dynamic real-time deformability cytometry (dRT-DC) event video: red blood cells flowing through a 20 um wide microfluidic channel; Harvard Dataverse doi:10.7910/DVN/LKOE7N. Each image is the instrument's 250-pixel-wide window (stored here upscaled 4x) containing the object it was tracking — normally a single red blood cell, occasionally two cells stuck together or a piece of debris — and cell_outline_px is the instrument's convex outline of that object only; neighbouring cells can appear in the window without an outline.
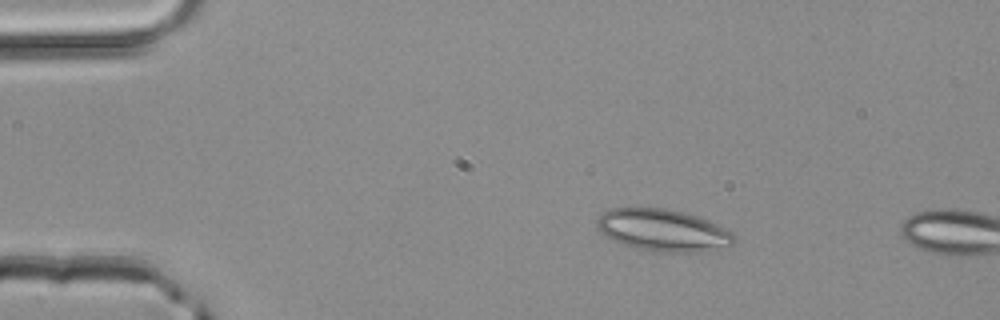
{"species": "common noctule bat (a hibernating species)", "species_latin": "Nyctalus noctula", "temperature_condition": "room temperature", "stored_images_in_passage": 3, "camera_frame_rate_fps": 3000, "um_per_image_px": 0.085, "animal": {"sex": "male", "body_mass_g": 20.4}, "frame": {"image": 1, "passage_image": 2, "time_ms": 0.333, "image_size_px": [1000, 320], "cell_outline_px": [[736, 240], [732, 244], [700, 252], [660, 252], [632, 248], [620, 244], [612, 240], [600, 232], [596, 224], [596, 220], [604, 212], [612, 208], [664, 208], [684, 212], [708, 220], [732, 232]], "centroid_in_image_um": [56.31, 19.58], "position_along_channel_um": 28.7, "area_um2": 33.52}}